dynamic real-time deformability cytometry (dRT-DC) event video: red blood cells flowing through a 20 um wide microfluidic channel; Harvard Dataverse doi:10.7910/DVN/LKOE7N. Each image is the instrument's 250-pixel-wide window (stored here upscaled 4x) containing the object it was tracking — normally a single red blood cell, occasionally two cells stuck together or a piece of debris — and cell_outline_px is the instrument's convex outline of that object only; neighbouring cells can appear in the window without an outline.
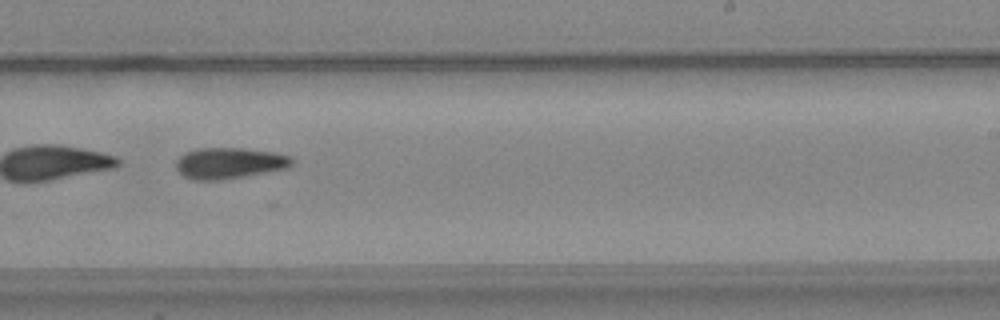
{"species": "common noctule bat (a hibernating species)", "species_latin": "Nyctalus noctula", "temperature_condition": "warm", "stored_images_in_passage": 31, "camera_frame_rate_fps": 3000, "um_per_image_px": 0.085, "animal": {"sex": "female", "body_mass_g": 24.6, "forearm_length_mm": 56.2}, "frame": {"image": 1, "passage_image": 17, "time_ms": 5.333, "image_size_px": [1000, 320], "cell_outline_px": [[292, 164], [288, 168], [244, 176], [220, 180], [196, 180], [184, 176], [176, 168], [176, 160], [184, 152], [196, 148], [244, 148], [276, 152], [288, 156], [292, 160]], "centroid_in_image_um": [19.47, 13.85], "position_along_channel_um": 269.5, "area_um2": 20.98}, "authors_computed_cell_mechanics": {"area_um2": 20.8658, "velocity_mm_per_s": 3.9794, "shape_relaxation_time_tau1_ms": 5.9013, "shape_relaxation_time_tau2_ms": null, "deformation_change_tau1": 0.1826, "deformation_change_tau2": null}}